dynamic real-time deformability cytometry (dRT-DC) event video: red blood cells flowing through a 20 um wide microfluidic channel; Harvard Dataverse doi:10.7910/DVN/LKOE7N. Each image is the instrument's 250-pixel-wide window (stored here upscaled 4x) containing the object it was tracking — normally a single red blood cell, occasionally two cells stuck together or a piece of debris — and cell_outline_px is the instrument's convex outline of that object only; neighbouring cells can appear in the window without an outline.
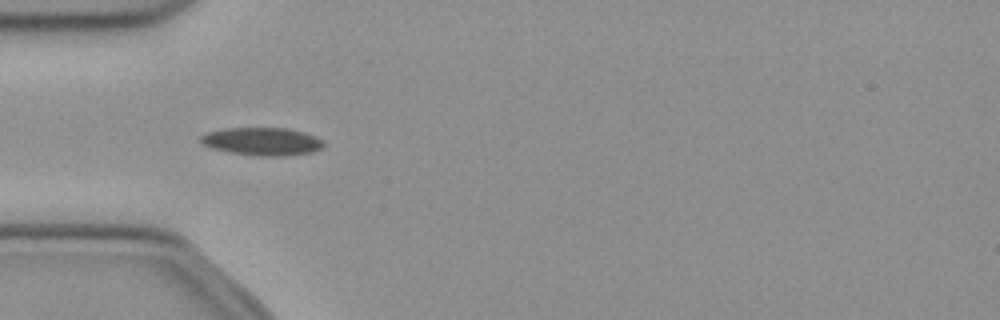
{"species": "common noctule bat (a hibernating species)", "species_latin": "Nyctalus noctula", "temperature_condition": "cold", "stored_images_in_passage": 37, "camera_frame_rate_fps": 3000, "um_per_image_px": 0.085, "animal": {"sex": "female", "body_mass_g": 21.9}, "frame": {"image": 1, "passage_image": 1, "time_ms": 0.0, "image_size_px": [1000, 320], "cell_outline_px": [[324, 144], [320, 148], [312, 152], [284, 156], [260, 156], [228, 152], [212, 148], [200, 144], [200, 136], [208, 132], [224, 128], [288, 128], [304, 132], [316, 136], [324, 140]], "centroid_in_image_um": [22.27, 12.02], "position_along_channel_um": 62.7, "area_um2": 20.11}}
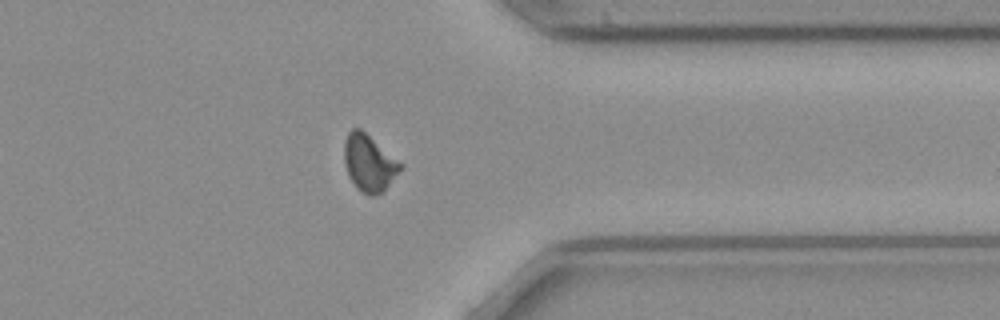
{"frame": {"image": 2, "passage_image": 26, "time_ms": 8.333, "image_size_px": [1000, 320], "cell_outline_px": [[404, 164], [384, 192], [376, 196], [368, 196], [356, 188], [348, 176], [344, 164], [344, 140], [348, 132], [352, 128], [360, 128]], "centroid_in_image_um": [31.36, 13.87], "position_along_channel_um": 380.0, "area_um2": 18.84}}
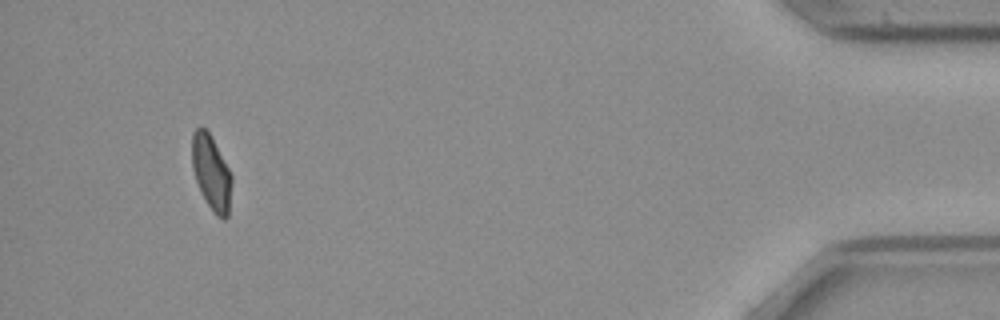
{"frame": {"image": 3, "passage_image": 34, "time_ms": 11.0, "image_size_px": [1000, 320], "cell_outline_px": [[232, 184], [228, 216], [224, 220], [216, 216], [212, 212], [200, 192], [192, 168], [192, 132], [196, 128], [204, 128], [208, 132], [232, 172]], "centroid_in_image_um": [17.97, 14.72], "position_along_channel_um": 417.2, "area_um2": 17.51}, "authors_computed_cell_mechanics": {"area_um2": 18.8428, "velocity_mm_per_s": 3.9216, "shape_relaxation_time_tau1_ms": 10.2815, "shape_relaxation_time_tau2_ms": null, "deformation_change_tau1": 0.1772, "deformation_change_tau2": null}}